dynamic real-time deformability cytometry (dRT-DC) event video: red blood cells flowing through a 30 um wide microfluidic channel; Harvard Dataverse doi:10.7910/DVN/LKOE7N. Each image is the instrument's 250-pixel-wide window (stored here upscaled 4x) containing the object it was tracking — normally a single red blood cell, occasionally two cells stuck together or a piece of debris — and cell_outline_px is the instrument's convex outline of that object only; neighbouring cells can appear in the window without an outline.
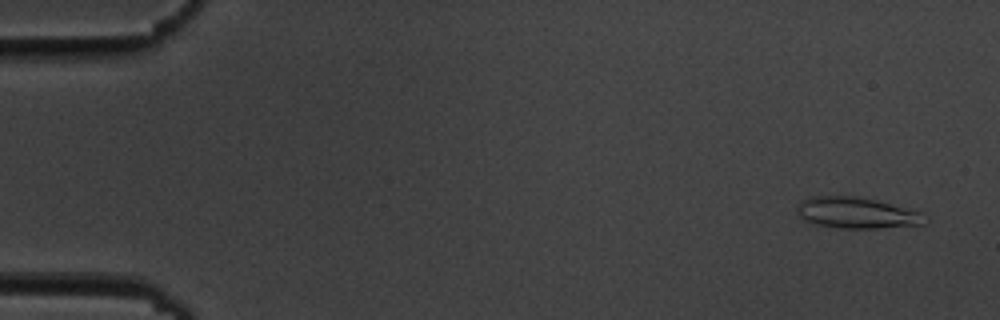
{"species": "common noctule bat (a hibernating species)", "species_latin": "Nyctalus noctula", "temperature_condition": "cold", "stored_images_in_passage": 54, "camera_frame_rate_fps": 3000, "um_per_image_px": 0.085, "animal": {"sex": "male", "body_mass_g": 19.5, "forearm_length_mm": 54.6}, "frame": {"image": 1, "passage_image": 3, "time_ms": 0.667, "image_size_px": [1000, 320], "cell_outline_px": [[928, 220], [924, 224], [876, 228], [836, 228], [816, 224], [804, 220], [800, 216], [796, 208], [800, 200], [812, 196], [856, 196], [876, 200], [920, 212]], "centroid_in_image_um": [72.77, 18.09], "position_along_channel_um": 12.2, "area_um2": 23.06}}
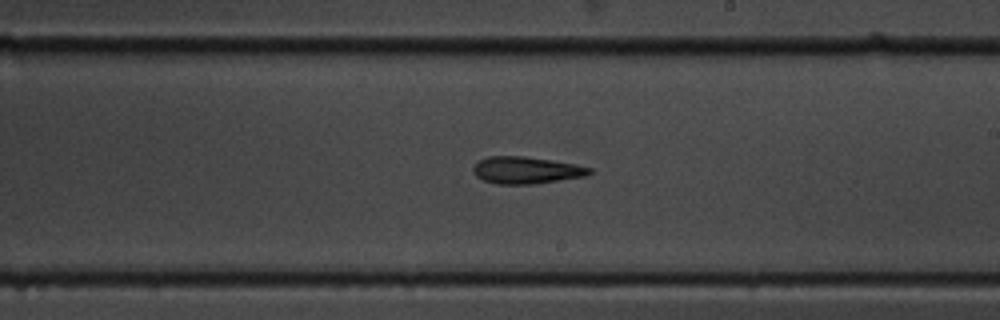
{"frame": {"image": 2, "passage_image": 32, "time_ms": 10.333, "image_size_px": [1000, 320], "cell_outline_px": [[592, 172], [588, 176], [532, 184], [496, 184], [484, 180], [476, 176], [472, 172], [472, 168], [476, 160], [488, 156], [524, 156], [552, 160], [576, 164], [592, 168]], "centroid_in_image_um": [44.71, 14.46], "position_along_channel_um": 244.3, "area_um2": 18.55}}
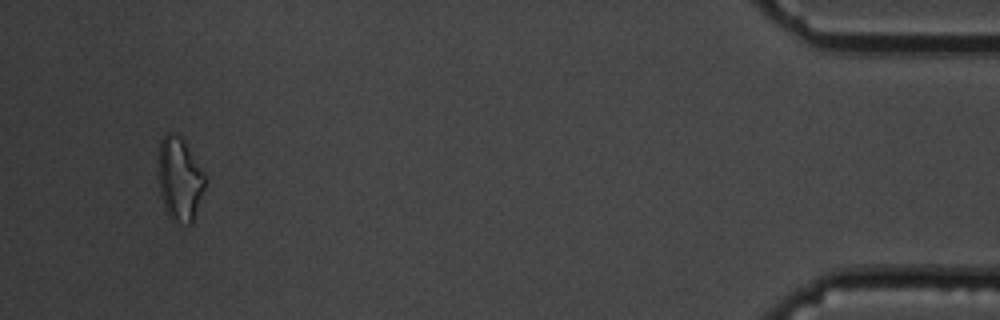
{"frame": {"image": 3, "passage_image": 52, "time_ms": 17.0, "image_size_px": [1000, 320], "cell_outline_px": [[208, 180], [192, 224], [180, 224], [172, 220], [168, 216], [164, 208], [160, 192], [160, 140], [168, 132], [172, 132], [180, 136], [184, 140]], "centroid_in_image_um": [15.31, 15.27], "position_along_channel_um": 419.9, "area_um2": 22.66}, "authors_computed_cell_mechanics": {"area_um2": 19.1318, "velocity_mm_per_s": 3.6917, "shape_relaxation_time_tau1_ms": 7.9129, "shape_relaxation_time_tau2_ms": 6.1602, "deformation_change_tau1": 0.2289, "deformation_change_tau2": 0.1763}}